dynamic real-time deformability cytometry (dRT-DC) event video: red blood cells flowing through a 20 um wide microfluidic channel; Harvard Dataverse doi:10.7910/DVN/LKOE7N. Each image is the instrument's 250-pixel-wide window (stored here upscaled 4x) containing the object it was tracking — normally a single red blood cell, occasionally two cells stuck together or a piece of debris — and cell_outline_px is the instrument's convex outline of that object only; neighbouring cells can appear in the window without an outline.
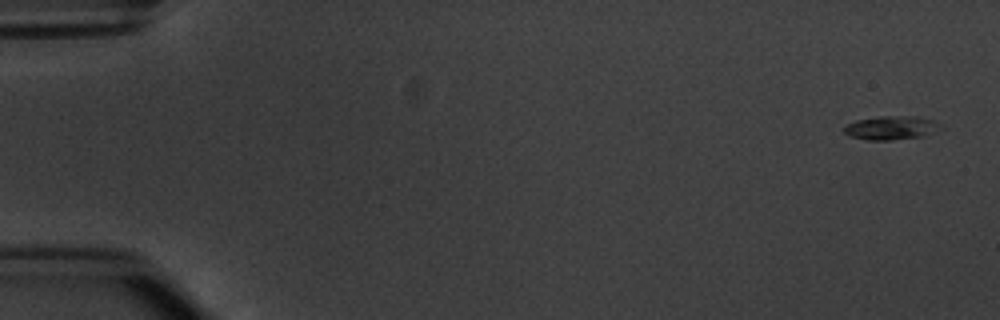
{"species": "common noctule bat (a hibernating species)", "species_latin": "Nyctalus noctula", "temperature_condition": "warm", "stored_images_in_passage": 4, "camera_frame_rate_fps": 3000, "um_per_image_px": 0.085, "animal": {"sex": "male", "body_mass_g": 20.1, "forearm_length_mm": 53.5}, "frame": {"image": 1, "passage_image": 1, "time_ms": 0.0, "image_size_px": [1000, 320], "cell_outline_px": [[940, 124], [924, 136], [892, 140], [868, 140], [848, 136], [844, 132], [844, 128], [848, 124], [856, 120], [880, 116], [916, 116], [932, 120]], "centroid_in_image_um": [75.65, 10.86], "position_along_channel_um": 9.3, "area_um2": 13.01}}